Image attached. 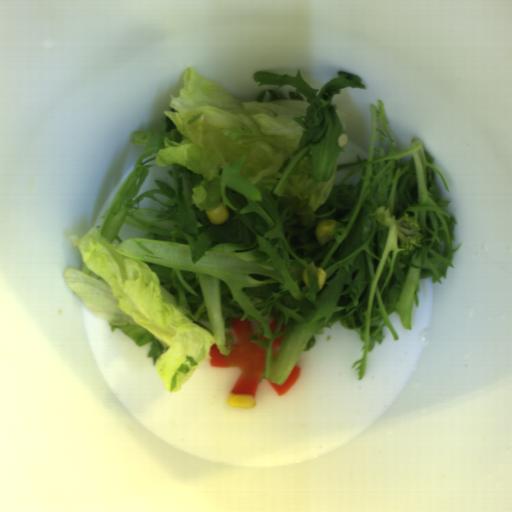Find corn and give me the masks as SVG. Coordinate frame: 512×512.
I'll use <instances>...</instances> for the list:
<instances>
[{"mask_svg":"<svg viewBox=\"0 0 512 512\" xmlns=\"http://www.w3.org/2000/svg\"><path fill=\"white\" fill-rule=\"evenodd\" d=\"M335 224V219H324L317 224L315 234L321 246L326 242H332L334 236L330 233L335 231Z\"/></svg>","mask_w":512,"mask_h":512,"instance_id":"1","label":"corn"},{"mask_svg":"<svg viewBox=\"0 0 512 512\" xmlns=\"http://www.w3.org/2000/svg\"><path fill=\"white\" fill-rule=\"evenodd\" d=\"M204 213L210 222L217 226L230 217V211L228 207L223 205L221 202L217 208L205 210Z\"/></svg>","mask_w":512,"mask_h":512,"instance_id":"2","label":"corn"},{"mask_svg":"<svg viewBox=\"0 0 512 512\" xmlns=\"http://www.w3.org/2000/svg\"><path fill=\"white\" fill-rule=\"evenodd\" d=\"M228 405L237 407V408H255L257 406L256 400L250 394H240V395H228L227 398Z\"/></svg>","mask_w":512,"mask_h":512,"instance_id":"3","label":"corn"},{"mask_svg":"<svg viewBox=\"0 0 512 512\" xmlns=\"http://www.w3.org/2000/svg\"><path fill=\"white\" fill-rule=\"evenodd\" d=\"M308 265L311 266L313 274L318 280L319 289L324 288L326 277H327L324 269L321 267H316V265L314 264V260L309 262Z\"/></svg>","mask_w":512,"mask_h":512,"instance_id":"4","label":"corn"},{"mask_svg":"<svg viewBox=\"0 0 512 512\" xmlns=\"http://www.w3.org/2000/svg\"><path fill=\"white\" fill-rule=\"evenodd\" d=\"M302 279H303L304 283L309 287L308 271H307V268H305V267L302 270Z\"/></svg>","mask_w":512,"mask_h":512,"instance_id":"5","label":"corn"}]
</instances>
